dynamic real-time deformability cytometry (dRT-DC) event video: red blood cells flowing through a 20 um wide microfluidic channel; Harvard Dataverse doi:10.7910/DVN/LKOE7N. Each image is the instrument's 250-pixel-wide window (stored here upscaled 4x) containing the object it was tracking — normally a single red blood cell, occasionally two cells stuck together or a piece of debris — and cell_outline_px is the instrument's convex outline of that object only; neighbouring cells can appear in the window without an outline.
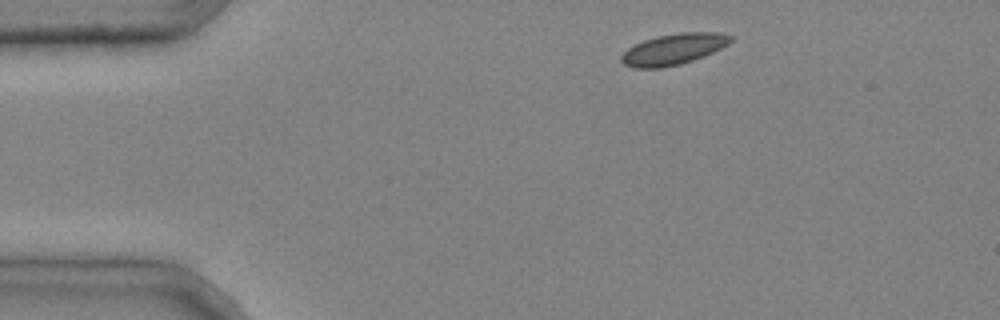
{"species": "common noctule bat (a hibernating species)", "species_latin": "Nyctalus noctula", "temperature_condition": "cold", "stored_images_in_passage": 2, "camera_frame_rate_fps": 3000, "um_per_image_px": 0.085, "animal": {"sex": "male", "body_mass_g": 20.4}, "frame": {"image": 1, "passage_image": 1, "time_ms": 0.0, "image_size_px": [1000, 320], "cell_outline_px": [[732, 40], [728, 44], [712, 52], [692, 60], [680, 64], [664, 68], [632, 68], [624, 64], [620, 60], [620, 56], [628, 48], [644, 40], [656, 36], [680, 32], [720, 32], [732, 36]], "centroid_in_image_um": [57.22, 4.18], "position_along_channel_um": 27.8, "area_um2": 19.71}}